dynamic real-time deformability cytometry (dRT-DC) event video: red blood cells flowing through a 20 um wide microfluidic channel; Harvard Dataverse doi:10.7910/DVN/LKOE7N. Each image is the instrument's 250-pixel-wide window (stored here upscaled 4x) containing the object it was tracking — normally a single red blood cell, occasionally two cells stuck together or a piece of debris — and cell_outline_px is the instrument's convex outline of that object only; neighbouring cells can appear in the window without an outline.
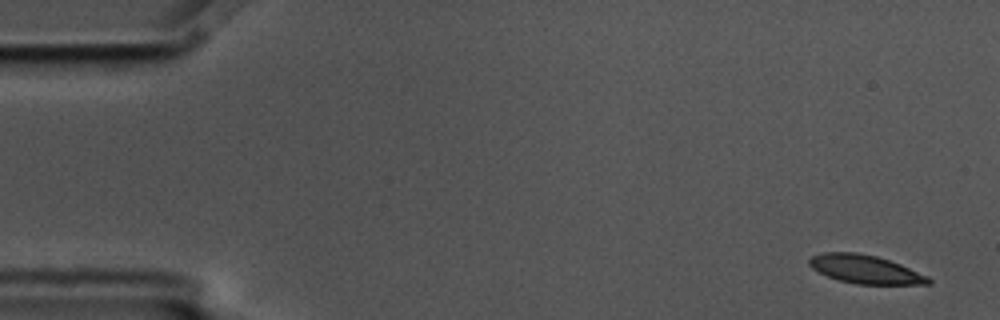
{"species": "common noctule bat (a hibernating species)", "species_latin": "Nyctalus noctula", "temperature_condition": "cold", "stored_images_in_passage": 4, "camera_frame_rate_fps": 3000, "um_per_image_px": 0.085, "animal": {"sex": "male", "body_mass_g": 17.5, "forearm_length_mm": 52.3}, "frame": {"image": 1, "passage_image": 1, "time_ms": 0.0, "image_size_px": [1000, 320], "cell_outline_px": [[932, 284], [856, 284], [840, 280], [828, 276], [812, 268], [808, 264], [808, 260], [812, 256], [820, 252], [856, 252], [876, 256], [900, 264], [928, 276], [932, 280]], "centroid_in_image_um": [73.54, 22.88], "position_along_channel_um": 11.5, "area_um2": 19.65}}